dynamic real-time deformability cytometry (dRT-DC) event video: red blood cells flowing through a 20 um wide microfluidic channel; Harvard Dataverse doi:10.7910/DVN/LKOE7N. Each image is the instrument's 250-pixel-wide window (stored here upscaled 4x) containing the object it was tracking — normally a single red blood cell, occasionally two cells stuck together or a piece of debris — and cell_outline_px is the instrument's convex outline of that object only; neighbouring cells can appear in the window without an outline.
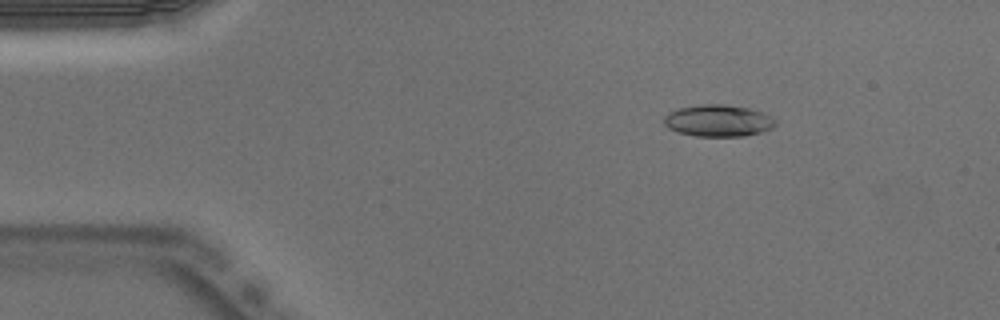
{"species": "Egyptian fruit bat (a non-hibernating species)", "species_latin": "Rousettus aegyptiacus", "temperature_condition": "warm", "stored_images_in_passage": 51, "camera_frame_rate_fps": 3000, "um_per_image_px": 0.085, "animal": {"sex": "male"}, "frame": {"image": 1, "passage_image": 8, "time_ms": 2.333, "image_size_px": [1000, 320], "cell_outline_px": [[764, 128], [756, 132], [736, 136], [704, 136], [680, 132], [672, 128], [668, 124], [668, 116], [684, 108], [740, 108], [752, 112]], "centroid_in_image_um": [60.76, 10.35], "position_along_channel_um": 24.2, "area_um2": 16.13}}
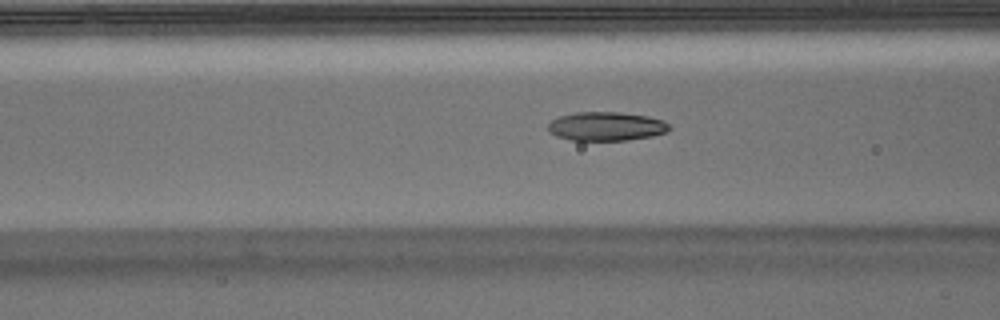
{"frame": {"image": 2, "passage_image": 20, "time_ms": 6.333, "image_size_px": [1000, 320], "cell_outline_px": [[668, 128], [664, 132], [648, 136], [620, 140], [576, 140], [560, 136], [552, 132], [548, 128], [556, 120], [564, 116], [588, 112], [608, 112], [644, 116], [660, 120], [668, 124]], "centroid_in_image_um": [51.56, 10.75], "position_along_channel_um": 115.0, "area_um2": 18.84}}
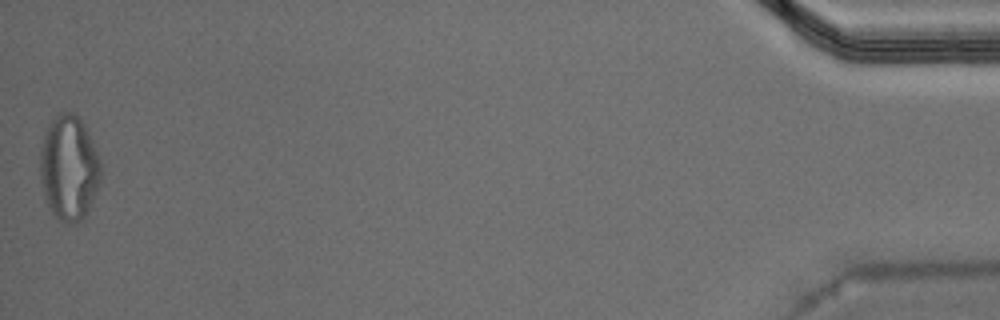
{"frame": {"image": 3, "passage_image": 51, "time_ms": 16.667, "image_size_px": [1000, 320], "cell_outline_px": [[96, 168], [84, 204], [80, 208], [56, 208], [48, 192], [44, 168], [44, 160], [48, 140], [56, 124], [60, 120], [72, 116], [76, 120], [80, 128], [96, 164]], "centroid_in_image_um": [5.82, 14.05], "position_along_channel_um": 429.4, "area_um2": 25.32}, "authors_computed_cell_mechanics": {"area_um2": 18.0914, "velocity_mm_per_s": 3.971, "shape_relaxation_time_tau1_ms": null, "shape_relaxation_time_tau2_ms": 1.661, "deformation_change_tau1": null, "deformation_change_tau2": 0.0844}}